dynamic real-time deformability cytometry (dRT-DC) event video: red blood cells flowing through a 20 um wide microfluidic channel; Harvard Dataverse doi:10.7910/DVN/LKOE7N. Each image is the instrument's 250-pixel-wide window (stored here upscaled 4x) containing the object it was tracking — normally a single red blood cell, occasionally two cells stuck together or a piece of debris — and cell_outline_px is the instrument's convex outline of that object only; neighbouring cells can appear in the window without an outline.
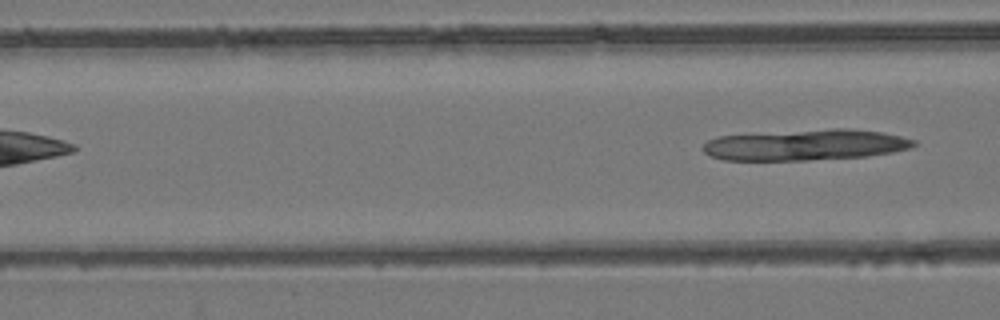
{"species": "common noctule bat (a hibernating species)", "species_latin": "Nyctalus noctula", "temperature_condition": "room temperature", "stored_images_in_passage": 4, "camera_frame_rate_fps": 3000, "um_per_image_px": 0.085, "animal": {"sex": "female", "body_mass_g": 24.6, "forearm_length_mm": 56.2}, "frame": {"image": 1, "passage_image": 4, "time_ms": 3.667, "image_size_px": [1000, 320], "cell_outline_px": [[916, 144], [912, 148], [892, 152], [868, 156], [808, 160], [724, 160], [712, 156], [704, 152], [700, 148], [708, 140], [720, 136], [832, 128], [852, 128], [880, 132], [900, 136], [916, 140]], "centroid_in_image_um": [68.5, 12.32], "position_along_channel_um": 98.1, "area_um2": 37.92}}